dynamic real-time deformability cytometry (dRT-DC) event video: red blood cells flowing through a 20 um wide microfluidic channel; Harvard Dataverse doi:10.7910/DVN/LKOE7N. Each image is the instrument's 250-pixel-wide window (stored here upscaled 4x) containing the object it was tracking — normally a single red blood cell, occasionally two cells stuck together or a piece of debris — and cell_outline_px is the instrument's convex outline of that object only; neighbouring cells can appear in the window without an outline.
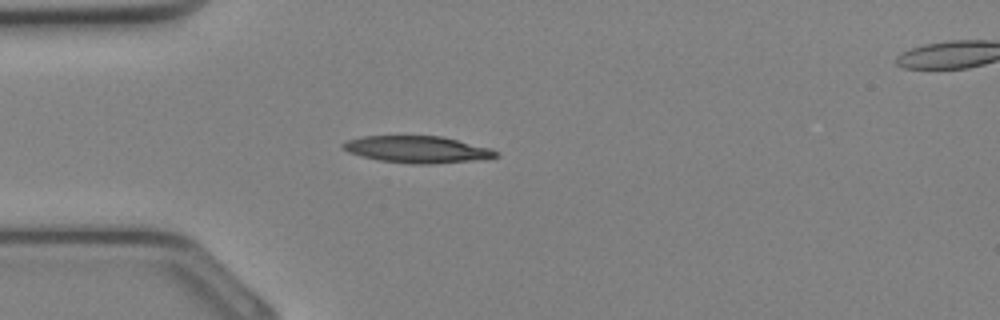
{"species": "Egyptian fruit bat (a non-hibernating species)", "species_latin": "Rousettus aegyptiacus", "temperature_condition": "cold", "stored_images_in_passage": 28, "segment_of_instrument_passage": [1, 2], "camera_frame_rate_fps": 3000, "um_per_image_px": 0.085, "animal": {"sex": "female"}, "frame": {"image": 1, "passage_image": 2, "time_ms": 0.333, "image_size_px": [1000, 320], "cell_outline_px": [[500, 156], [476, 160], [432, 164], [412, 164], [380, 160], [348, 152], [340, 144], [348, 140], [364, 136], [440, 136], [492, 148], [500, 152]], "centroid_in_image_um": [35.53, 12.7], "position_along_channel_um": 49.5, "area_um2": 23.81}}
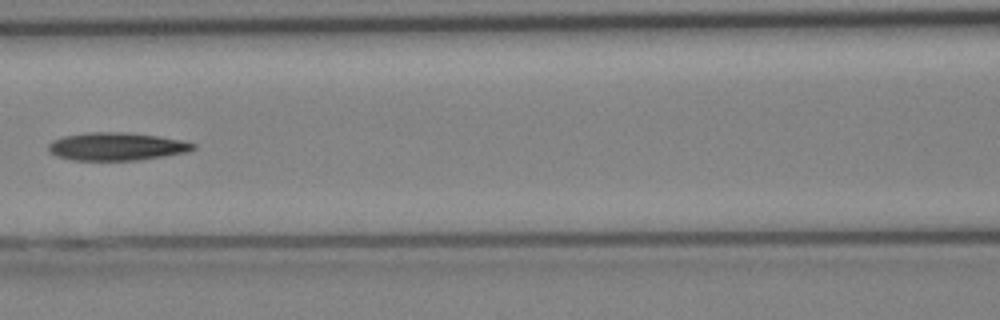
{"frame": {"image": 2, "passage_image": 8, "time_ms": 2.333, "image_size_px": [1000, 320], "cell_outline_px": [[196, 148], [188, 152], [164, 156], [136, 160], [76, 160], [56, 156], [48, 148], [48, 144], [52, 140], [64, 136], [84, 132], [128, 132], [160, 136], [180, 140], [196, 144]], "centroid_in_image_um": [9.92, 12.44], "position_along_channel_um": 156.7, "area_um2": 23.58}}
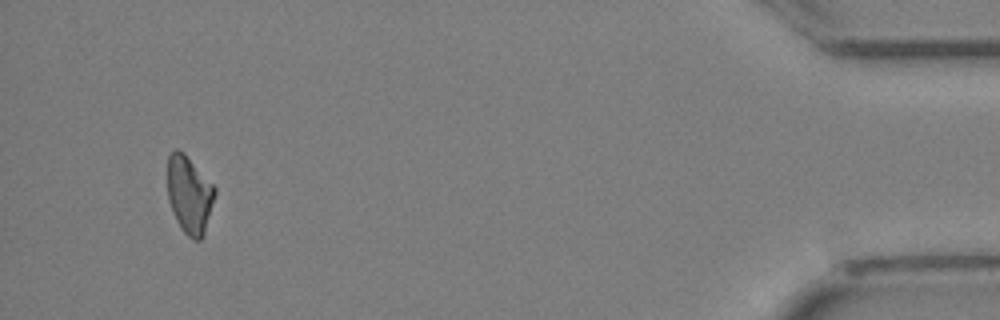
{"frame": {"image": 3, "passage_image": 25, "time_ms": 8.0, "image_size_px": [1000, 320], "cell_outline_px": [[216, 196], [204, 236], [200, 240], [192, 240], [180, 228], [176, 220], [168, 200], [168, 156], [176, 148], [184, 152], [216, 188]], "centroid_in_image_um": [16.12, 16.57], "position_along_channel_um": 419.1, "area_um2": 21.62}}